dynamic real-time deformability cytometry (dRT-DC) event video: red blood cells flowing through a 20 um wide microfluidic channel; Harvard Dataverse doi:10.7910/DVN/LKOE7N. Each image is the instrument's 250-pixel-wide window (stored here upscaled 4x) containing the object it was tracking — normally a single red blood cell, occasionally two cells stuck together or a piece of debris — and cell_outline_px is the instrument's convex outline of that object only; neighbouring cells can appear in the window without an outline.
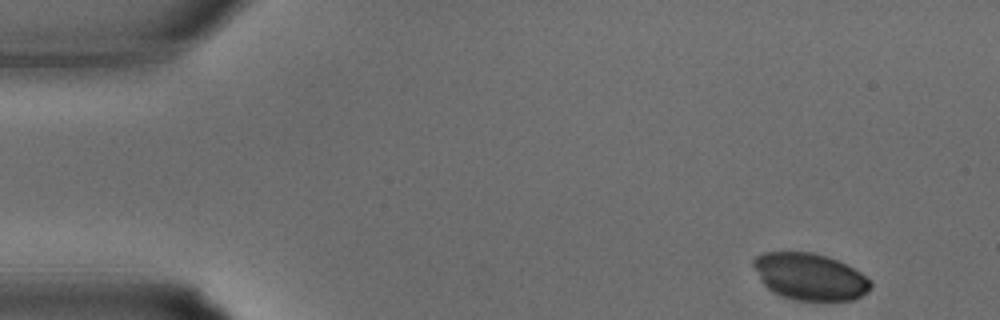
{"species": "common noctule bat (a hibernating species)", "species_latin": "Nyctalus noctula", "temperature_condition": "warm", "stored_images_in_passage": 32, "camera_frame_rate_fps": 3000, "um_per_image_px": 0.085, "animal": {"sex": "male", "body_mass_g": 15.6}, "frame": {"image": 1, "passage_image": 1, "time_ms": 0.0, "image_size_px": [1000, 320], "cell_outline_px": [[872, 288], [868, 292], [852, 300], [796, 300], [780, 296], [772, 292], [764, 284], [752, 264], [752, 260], [756, 256], [764, 252], [812, 252], [828, 256], [860, 272], [872, 280]], "centroid_in_image_um": [68.85, 23.51], "position_along_channel_um": 16.2, "area_um2": 31.96}}
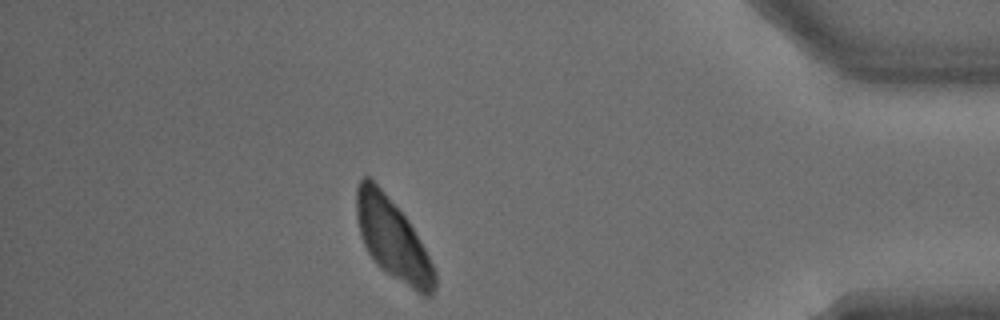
{"frame": {"image": 2, "passage_image": 28, "time_ms": 9.0, "image_size_px": [1000, 320], "cell_outline_px": [[436, 288], [432, 296], [424, 296], [416, 292], [380, 268], [376, 264], [368, 252], [360, 236], [356, 216], [356, 188], [360, 180], [364, 176], [368, 176], [384, 192], [408, 220], [420, 240], [436, 272]], "centroid_in_image_um": [33.37, 20.35], "position_along_channel_um": 401.8, "area_um2": 36.53}}